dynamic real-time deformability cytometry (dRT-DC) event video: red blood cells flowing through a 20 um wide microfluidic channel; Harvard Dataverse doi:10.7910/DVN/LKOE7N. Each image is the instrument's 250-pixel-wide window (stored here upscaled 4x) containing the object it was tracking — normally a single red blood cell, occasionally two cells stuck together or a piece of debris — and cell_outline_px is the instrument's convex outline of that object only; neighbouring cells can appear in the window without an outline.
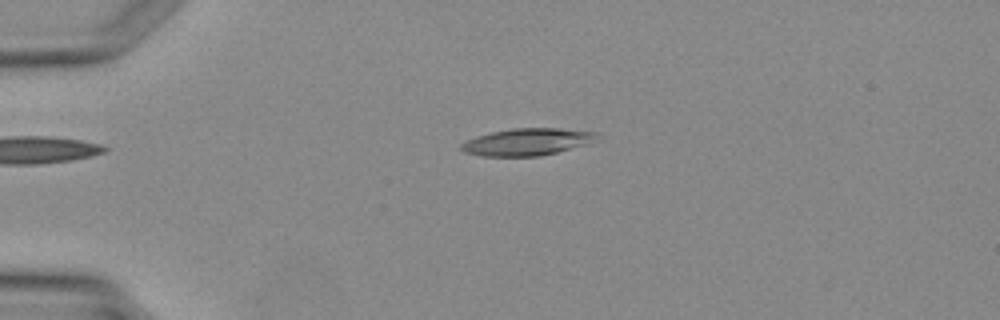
{"species": "Egyptian fruit bat (a non-hibernating species)", "species_latin": "Rousettus aegyptiacus", "temperature_condition": "warm", "stored_images_in_passage": 2, "camera_frame_rate_fps": 3000, "um_per_image_px": 0.085, "animal": {"sex": "female"}, "frame": {"image": 1, "passage_image": 2, "time_ms": 1.333, "image_size_px": [1000, 320], "cell_outline_px": [[596, 132], [584, 144], [556, 152], [540, 156], [480, 156], [464, 152], [460, 148], [460, 144], [476, 136], [492, 132], [516, 128], [556, 128]], "centroid_in_image_um": [44.65, 12.07], "position_along_channel_um": 40.4, "area_um2": 20.69}}